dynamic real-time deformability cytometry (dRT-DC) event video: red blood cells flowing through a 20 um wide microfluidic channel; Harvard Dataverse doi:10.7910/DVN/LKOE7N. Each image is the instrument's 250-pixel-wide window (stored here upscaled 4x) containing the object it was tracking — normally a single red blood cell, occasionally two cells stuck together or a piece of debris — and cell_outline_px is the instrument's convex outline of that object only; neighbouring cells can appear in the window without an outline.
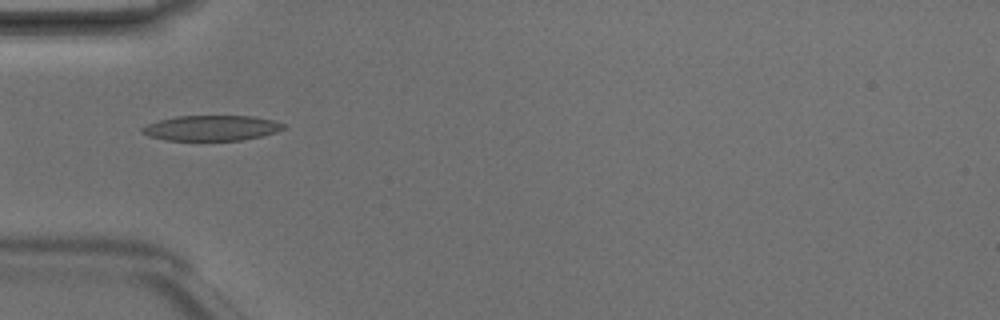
{"species": "Egyptian fruit bat (a non-hibernating species)", "species_latin": "Rousettus aegyptiacus", "temperature_condition": "room temperature", "stored_images_in_passage": 1, "camera_frame_rate_fps": 3000, "um_per_image_px": 0.085, "animal": {"sex": "male"}, "frame": {"image": 1, "passage_image": 1, "time_ms": 0.0, "image_size_px": [1000, 320], "cell_outline_px": [[284, 128], [276, 132], [260, 136], [240, 140], [168, 140], [148, 136], [140, 132], [140, 128], [148, 124], [160, 120], [176, 116], [252, 116], [272, 120], [284, 124]], "centroid_in_image_um": [17.94, 10.88], "position_along_channel_um": 67.1, "area_um2": 20.63}}